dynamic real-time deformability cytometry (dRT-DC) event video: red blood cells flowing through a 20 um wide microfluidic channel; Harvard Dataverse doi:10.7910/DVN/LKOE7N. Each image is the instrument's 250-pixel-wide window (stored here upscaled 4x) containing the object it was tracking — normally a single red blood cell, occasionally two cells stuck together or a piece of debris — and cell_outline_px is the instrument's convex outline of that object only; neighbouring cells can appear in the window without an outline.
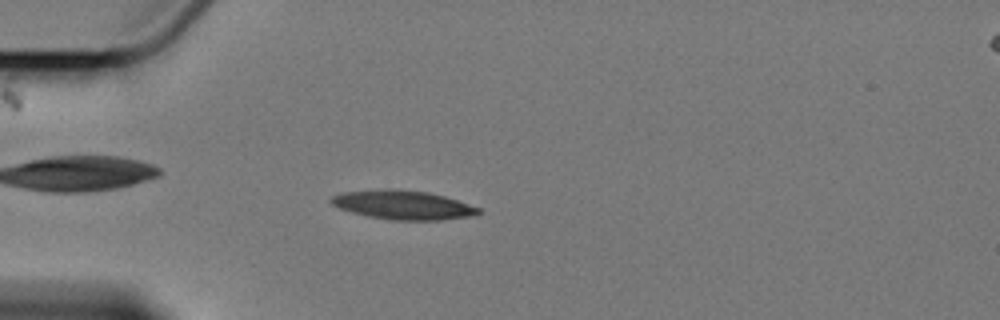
{"species": "Egyptian fruit bat (a non-hibernating species)", "species_latin": "Rousettus aegyptiacus", "temperature_condition": "cold", "stored_images_in_passage": 4, "camera_frame_rate_fps": 3000, "um_per_image_px": 0.085, "animal": {"sex": "female"}, "frame": {"image": 1, "passage_image": 4, "time_ms": 3.667, "image_size_px": [1000, 320], "cell_outline_px": [[480, 212], [468, 216], [444, 220], [392, 220], [368, 216], [352, 212], [340, 208], [332, 204], [328, 200], [332, 196], [344, 192], [388, 188], [428, 192], [444, 196], [480, 208]], "centroid_in_image_um": [34.22, 17.41], "position_along_channel_um": 50.8, "area_um2": 24.68}}